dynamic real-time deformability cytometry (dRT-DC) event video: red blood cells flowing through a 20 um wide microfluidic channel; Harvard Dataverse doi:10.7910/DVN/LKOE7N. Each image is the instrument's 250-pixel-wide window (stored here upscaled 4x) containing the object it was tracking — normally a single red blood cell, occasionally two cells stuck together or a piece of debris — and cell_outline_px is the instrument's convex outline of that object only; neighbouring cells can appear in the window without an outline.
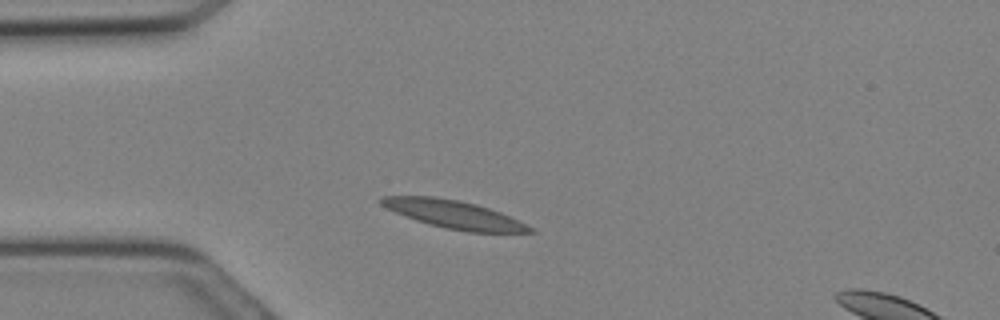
{"species": "Egyptian fruit bat (a non-hibernating species)", "species_latin": "Rousettus aegyptiacus", "temperature_condition": "cold", "stored_images_in_passage": 8, "camera_frame_rate_fps": 3000, "um_per_image_px": 0.085, "animal": {"sex": "female"}, "frame": {"image": 1, "passage_image": 1, "time_ms": 0.0, "image_size_px": [1000, 320], "cell_outline_px": [[536, 232], [468, 232], [444, 228], [428, 224], [416, 220], [396, 212], [380, 204], [376, 200], [380, 196], [432, 196], [460, 200], [476, 204], [500, 212], [532, 228]], "centroid_in_image_um": [38.51, 18.21], "position_along_channel_um": 46.5, "area_um2": 23.99}}
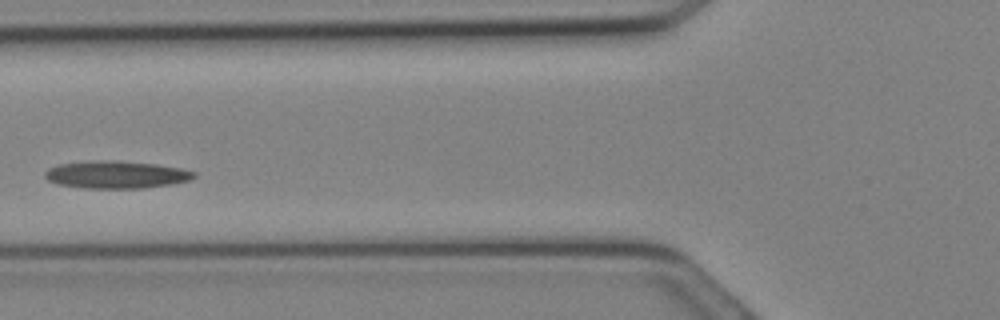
{"frame": {"image": 2, "passage_image": 5, "time_ms": 1.333, "image_size_px": [1000, 320], "cell_outline_px": [[196, 176], [188, 180], [172, 184], [144, 188], [84, 188], [60, 184], [48, 180], [44, 176], [44, 172], [48, 168], [60, 164], [92, 160], [120, 160], [156, 164], [180, 168], [196, 172]], "centroid_in_image_um": [9.88, 14.83], "position_along_channel_um": 115.9, "area_um2": 23.93}}
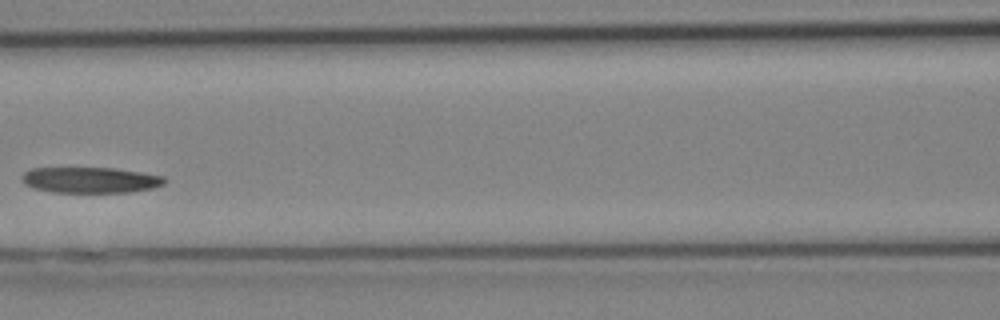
{"frame": {"image": 3, "passage_image": 7, "time_ms": 2.0, "image_size_px": [1000, 320], "cell_outline_px": [[168, 180], [164, 184], [152, 188], [132, 192], [52, 192], [32, 188], [24, 184], [20, 176], [24, 172], [32, 168], [112, 168], [140, 172], [164, 176]], "centroid_in_image_um": [7.67, 15.3], "position_along_channel_um": 158.9, "area_um2": 21.56}}